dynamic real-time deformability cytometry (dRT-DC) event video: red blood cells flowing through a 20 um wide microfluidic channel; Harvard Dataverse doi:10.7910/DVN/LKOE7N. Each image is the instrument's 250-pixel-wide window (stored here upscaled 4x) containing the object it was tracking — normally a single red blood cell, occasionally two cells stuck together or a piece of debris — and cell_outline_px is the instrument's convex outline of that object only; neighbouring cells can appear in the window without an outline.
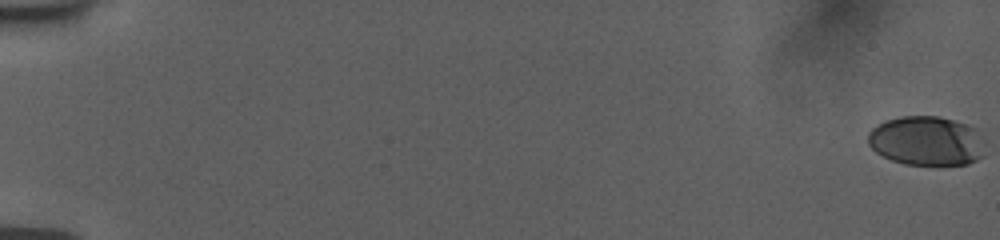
{"species": "human", "species_latin": "Homo sapiens", "temperature_condition": "room temperature", "stored_images_in_passage": 39, "camera_frame_rate_fps": 3000, "um_per_image_px": 0.085, "donor": {"sex": "female"}, "frame": {"image": 1, "passage_image": 1, "time_ms": 0.0, "image_size_px": [1000, 240], "cell_outline_px": [[980, 156], [976, 160], [968, 164], [904, 164], [892, 160], [876, 152], [868, 144], [868, 132], [872, 128], [884, 120], [900, 116], [940, 116], [980, 128]], "centroid_in_image_um": [78.7, 11.94], "position_along_channel_um": 6.3, "area_um2": 33.47}}
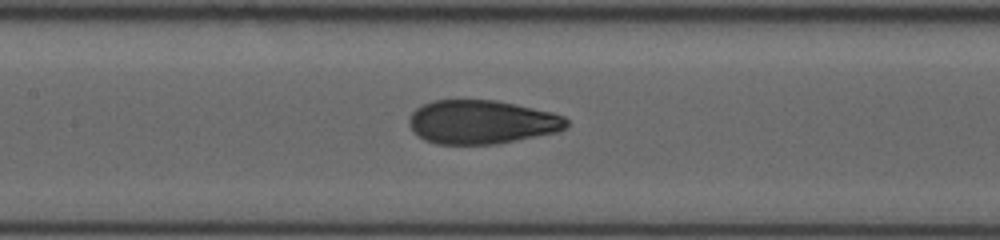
{"frame": {"image": 2, "passage_image": 20, "time_ms": 9.667, "image_size_px": [1000, 240], "cell_outline_px": [[568, 124], [564, 128], [556, 132], [496, 144], [436, 144], [424, 140], [412, 132], [408, 124], [408, 120], [412, 112], [416, 108], [432, 100], [496, 100], [516, 104], [552, 112], [564, 116], [568, 120]], "centroid_in_image_um": [40.9, 10.37], "position_along_channel_um": 166.5, "area_um2": 40.29}}
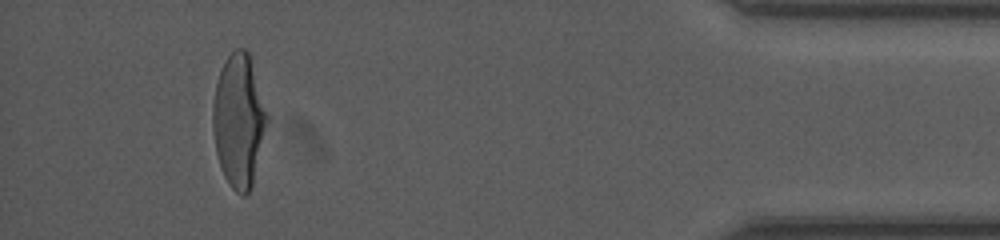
{"frame": {"image": 3, "passage_image": 34, "time_ms": 17.667, "image_size_px": [1000, 240], "cell_outline_px": [[268, 120], [252, 188], [244, 196], [240, 196], [228, 184], [224, 176], [216, 152], [212, 124], [212, 104], [216, 84], [224, 60], [236, 48], [244, 48], [248, 52], [268, 116]], "centroid_in_image_um": [20.28, 10.29], "position_along_channel_um": 414.9, "area_um2": 41.79}}